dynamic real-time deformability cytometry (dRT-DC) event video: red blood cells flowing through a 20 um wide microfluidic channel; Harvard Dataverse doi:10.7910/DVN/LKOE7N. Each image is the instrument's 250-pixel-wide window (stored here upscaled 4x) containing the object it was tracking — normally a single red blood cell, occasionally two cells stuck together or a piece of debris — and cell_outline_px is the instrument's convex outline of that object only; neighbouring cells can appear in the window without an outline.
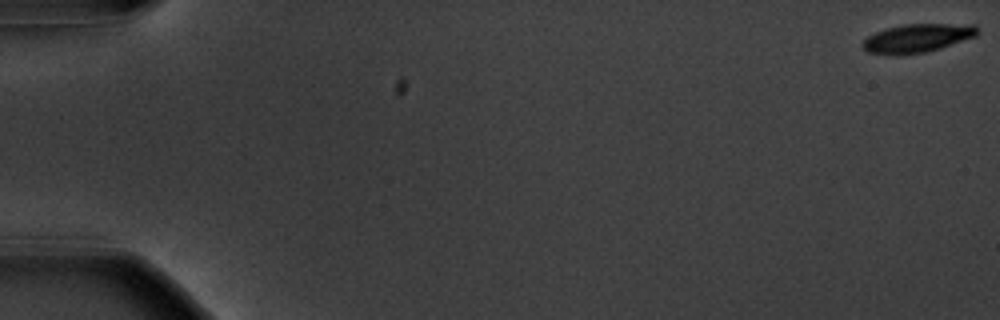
{"species": "common noctule bat (a hibernating species)", "species_latin": "Nyctalus noctula", "temperature_condition": "warm", "stored_images_in_passage": 57, "camera_frame_rate_fps": 3000, "um_per_image_px": 0.085, "animal": {"sex": "male", "body_mass_g": 20.1, "forearm_length_mm": 53.5}, "frame": {"image": 1, "passage_image": 1, "time_ms": 0.0, "image_size_px": [1000, 320], "cell_outline_px": [[976, 36], [924, 52], [868, 52], [860, 44], [868, 36], [876, 32], [888, 28], [904, 24], [976, 24]], "centroid_in_image_um": [77.99, 3.18], "position_along_channel_um": 7.0, "area_um2": 17.98}}
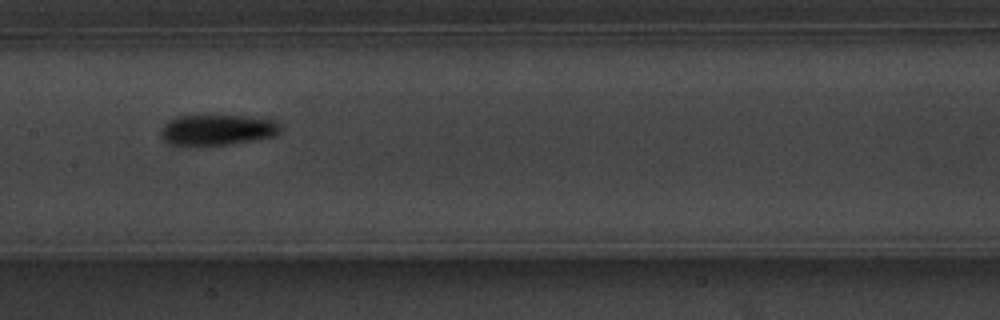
{"frame": {"image": 2, "passage_image": 30, "time_ms": 9.667, "image_size_px": [1000, 320], "cell_outline_px": [[280, 132], [276, 136], [228, 144], [168, 144], [160, 136], [160, 132], [164, 124], [168, 120], [176, 116], [204, 112], [244, 116], [276, 120], [280, 124]], "centroid_in_image_um": [18.44, 10.96], "position_along_channel_um": 189.0, "area_um2": 22.08}}
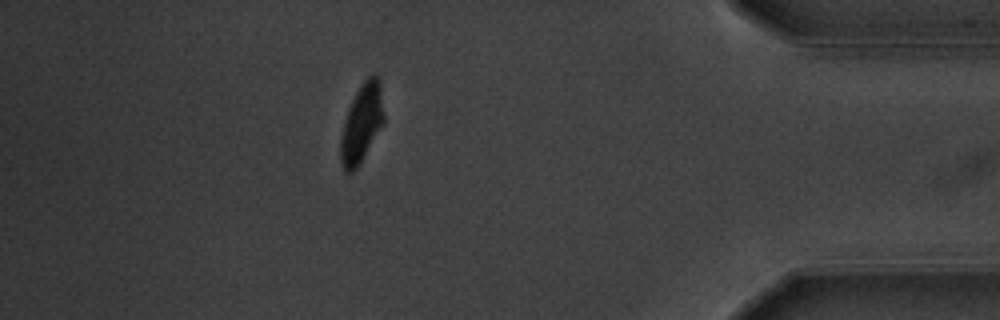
{"frame": {"image": 3, "passage_image": 51, "time_ms": 16.667, "image_size_px": [1000, 320], "cell_outline_px": [[384, 124], [360, 164], [352, 172], [344, 172], [340, 164], [340, 140], [348, 108], [356, 92], [364, 80], [372, 72], [380, 80], [384, 116]], "centroid_in_image_um": [30.75, 10.5], "position_along_channel_um": 404.5, "area_um2": 19.94}, "authors_computed_cell_mechanics": {"area_um2": 20.1144, "velocity_mm_per_s": 3.6335, "shape_relaxation_time_tau1_ms": 2.9227, "shape_relaxation_time_tau2_ms": null, "deformation_change_tau1": 0.163, "deformation_change_tau2": null}}